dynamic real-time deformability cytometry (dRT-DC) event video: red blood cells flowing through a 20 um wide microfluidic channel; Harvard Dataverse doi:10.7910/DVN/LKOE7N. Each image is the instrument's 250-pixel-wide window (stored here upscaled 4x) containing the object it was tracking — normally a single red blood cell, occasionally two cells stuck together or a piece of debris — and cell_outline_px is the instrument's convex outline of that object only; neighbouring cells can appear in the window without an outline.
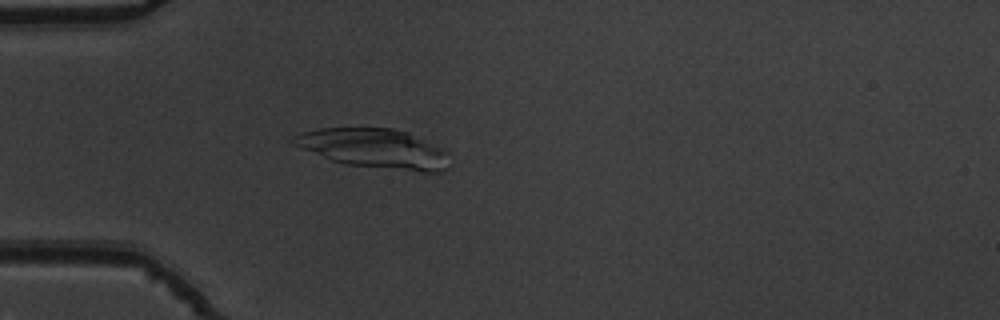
{"species": "common noctule bat (a hibernating species)", "species_latin": "Nyctalus noctula", "temperature_condition": "warm", "stored_images_in_passage": 41, "camera_frame_rate_fps": 3000, "um_per_image_px": 0.085, "animal": {"sex": "male", "body_mass_g": 19.5, "forearm_length_mm": 54.6}, "frame": {"image": 1, "passage_image": 4, "time_ms": 1.0, "image_size_px": [1000, 320], "cell_outline_px": [[448, 168], [440, 172], [420, 172], [344, 164], [332, 160], [300, 148], [292, 144], [288, 140], [292, 136], [300, 132], [320, 128], [392, 128], [408, 132], [444, 148], [448, 152]], "centroid_in_image_um": [31.82, 12.62], "position_along_channel_um": 53.2, "area_um2": 36.24}}
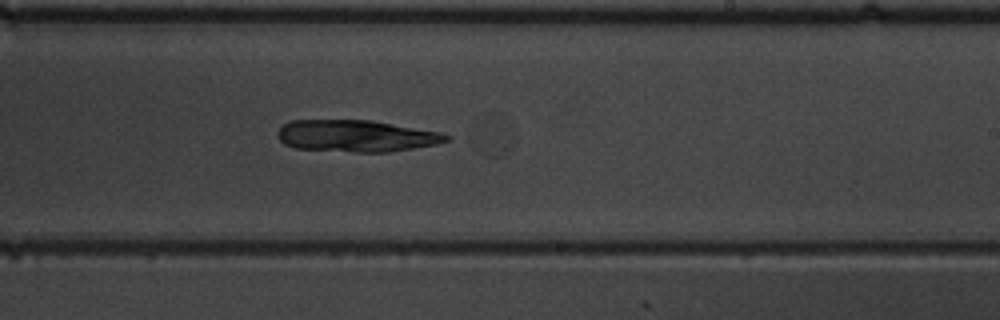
{"frame": {"image": 2, "passage_image": 21, "time_ms": 6.667, "image_size_px": [1000, 320], "cell_outline_px": [[452, 136], [448, 140], [436, 144], [388, 152], [352, 152], [296, 148], [284, 144], [276, 136], [276, 132], [284, 124], [292, 120], [372, 120], [440, 132]], "centroid_in_image_um": [30.25, 11.55], "position_along_channel_um": 258.7, "area_um2": 31.27}}
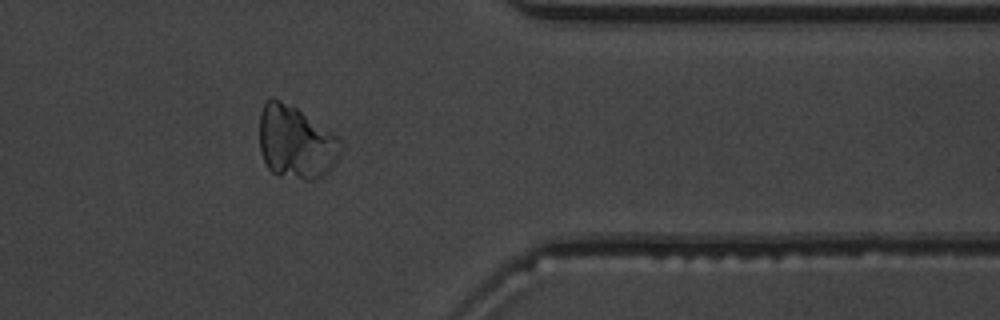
{"frame": {"image": 3, "passage_image": 32, "time_ms": 10.333, "image_size_px": [1000, 320], "cell_outline_px": [[344, 148], [340, 156], [332, 168], [328, 172], [316, 180], [304, 180], [276, 176], [268, 168], [264, 160], [260, 148], [260, 112], [264, 104], [272, 96], [292, 104], [340, 136], [344, 144]], "centroid_in_image_um": [25.2, 12.09], "position_along_channel_um": 386.2, "area_um2": 35.66}}